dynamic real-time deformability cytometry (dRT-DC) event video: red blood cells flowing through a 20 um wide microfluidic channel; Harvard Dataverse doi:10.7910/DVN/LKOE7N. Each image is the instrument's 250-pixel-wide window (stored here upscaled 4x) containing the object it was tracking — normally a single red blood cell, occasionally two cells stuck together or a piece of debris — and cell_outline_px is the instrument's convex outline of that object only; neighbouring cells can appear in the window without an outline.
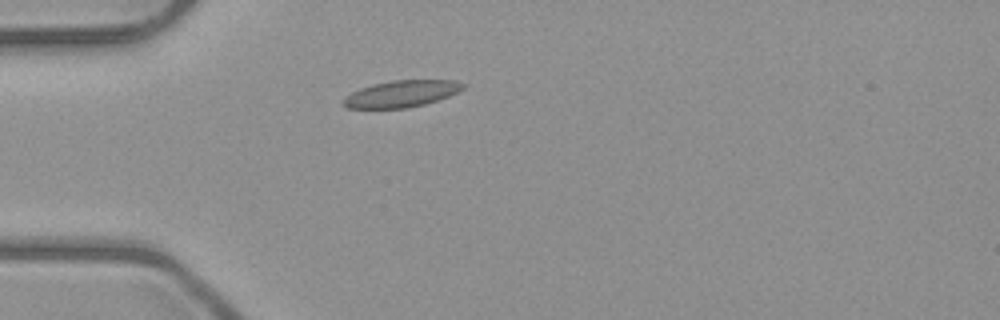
{"species": "common noctule bat (a hibernating species)", "species_latin": "Nyctalus noctula", "temperature_condition": "room temperature", "stored_images_in_passage": 2, "camera_frame_rate_fps": 3000, "um_per_image_px": 0.085, "animal": {"sex": "male", "body_mass_g": 23.1, "forearm_length_mm": 52.7}, "frame": {"image": 1, "passage_image": 2, "time_ms": 1.333, "image_size_px": [1000, 320], "cell_outline_px": [[468, 84], [464, 88], [448, 96], [424, 104], [408, 108], [348, 108], [340, 104], [344, 96], [360, 88], [372, 84], [392, 80], [456, 80]], "centroid_in_image_um": [34.09, 7.96], "position_along_channel_um": 50.9, "area_um2": 18.73}}